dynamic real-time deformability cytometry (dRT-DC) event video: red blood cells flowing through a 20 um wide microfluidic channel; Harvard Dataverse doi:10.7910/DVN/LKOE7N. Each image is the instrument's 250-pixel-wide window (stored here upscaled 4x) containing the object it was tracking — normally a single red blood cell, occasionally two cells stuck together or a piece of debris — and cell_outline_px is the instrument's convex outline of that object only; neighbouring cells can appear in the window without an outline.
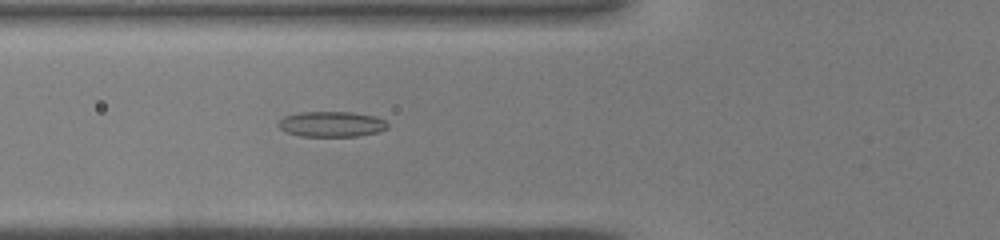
{"species": "common noctule bat (a hibernating species)", "species_latin": "Nyctalus noctula", "temperature_condition": "warm", "stored_images_in_passage": 30, "camera_frame_rate_fps": 3000, "um_per_image_px": 0.085, "animal": {"sex": "male", "body_mass_g": 19.0, "forearm_length_mm": 50.8}, "frame": {"image": 1, "passage_image": 3, "time_ms": 0.667, "image_size_px": [1000, 240], "cell_outline_px": [[388, 128], [380, 132], [356, 136], [300, 136], [284, 132], [276, 124], [284, 116], [300, 112], [352, 112], [372, 116], [384, 120], [388, 124]], "centroid_in_image_um": [28.15, 10.56], "position_along_channel_um": 97.6, "area_um2": 16.24}}
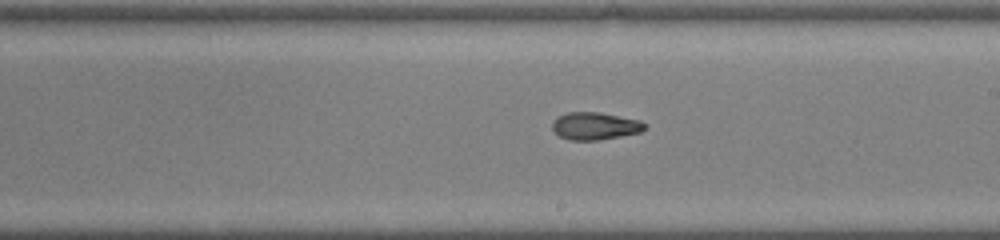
{"frame": {"image": 2, "passage_image": 12, "time_ms": 3.667, "image_size_px": [1000, 240], "cell_outline_px": [[644, 128], [640, 132], [620, 136], [596, 140], [568, 140], [560, 136], [552, 128], [552, 120], [556, 116], [568, 112], [600, 112], [640, 120], [644, 124]], "centroid_in_image_um": [50.52, 10.7], "position_along_channel_um": 238.5, "area_um2": 14.74}}
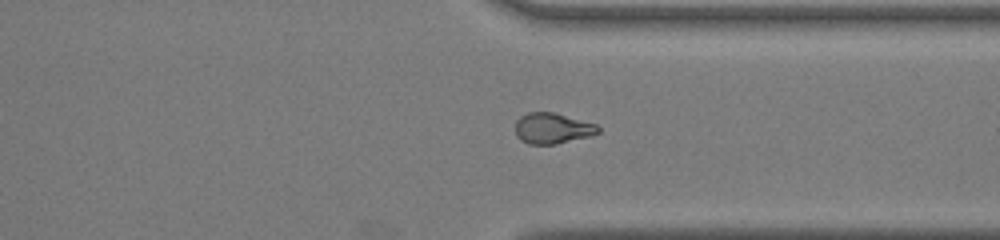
{"frame": {"image": 3, "passage_image": 20, "time_ms": 6.333, "image_size_px": [1000, 240], "cell_outline_px": [[600, 132], [592, 136], [556, 144], [528, 144], [520, 140], [516, 136], [516, 120], [520, 116], [528, 112], [552, 112], [596, 124], [600, 128]], "centroid_in_image_um": [46.95, 10.92], "position_along_channel_um": 364.4, "area_um2": 14.91}}